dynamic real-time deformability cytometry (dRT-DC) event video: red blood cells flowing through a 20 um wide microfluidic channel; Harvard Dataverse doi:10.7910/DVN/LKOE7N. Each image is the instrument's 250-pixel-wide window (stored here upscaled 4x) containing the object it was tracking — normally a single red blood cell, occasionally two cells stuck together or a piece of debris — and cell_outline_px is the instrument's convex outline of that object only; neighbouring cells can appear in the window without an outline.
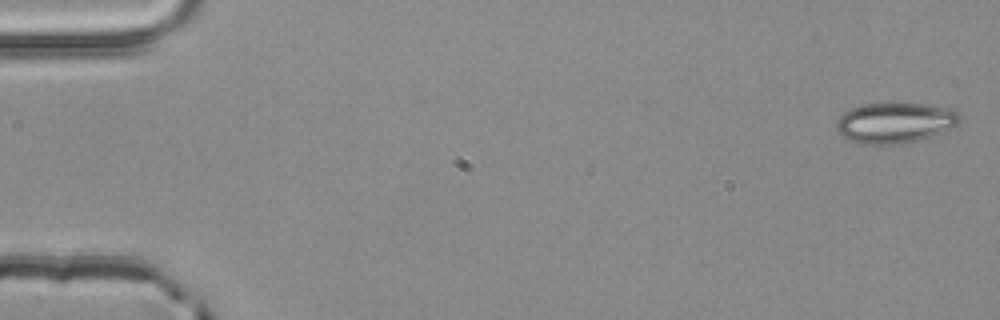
{"species": "common noctule bat (a hibernating species)", "species_latin": "Nyctalus noctula", "temperature_condition": "room temperature", "stored_images_in_passage": 3, "camera_frame_rate_fps": 3000, "um_per_image_px": 0.085, "animal": {"sex": "male", "body_mass_g": 20.4}, "frame": {"image": 1, "passage_image": 1, "time_ms": 0.0, "image_size_px": [1000, 320], "cell_outline_px": [[960, 120], [956, 124], [924, 140], [900, 144], [864, 144], [848, 140], [836, 128], [836, 120], [844, 112], [852, 108], [864, 104], [924, 104], [948, 108], [956, 112], [960, 116]], "centroid_in_image_um": [76.05, 10.45], "position_along_channel_um": 9.0, "area_um2": 28.78}}